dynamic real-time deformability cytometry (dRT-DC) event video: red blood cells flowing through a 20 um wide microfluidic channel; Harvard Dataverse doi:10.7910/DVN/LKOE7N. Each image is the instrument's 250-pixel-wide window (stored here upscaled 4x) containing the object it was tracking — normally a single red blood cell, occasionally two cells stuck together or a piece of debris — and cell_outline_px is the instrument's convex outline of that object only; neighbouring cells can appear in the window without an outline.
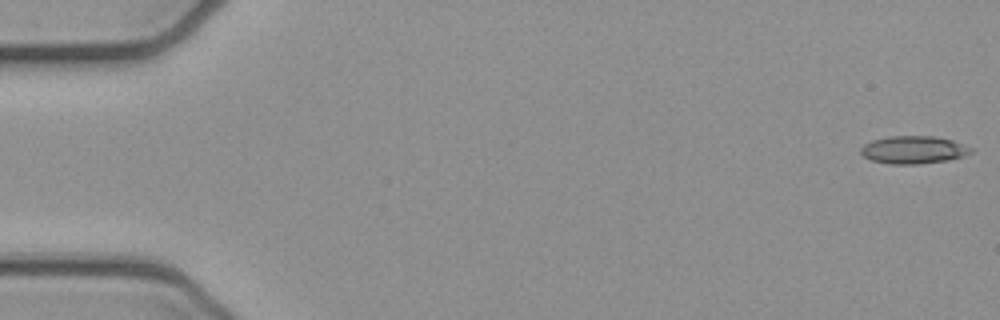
{"species": "common noctule bat (a hibernating species)", "species_latin": "Nyctalus noctula", "temperature_condition": "cold", "stored_images_in_passage": 52, "camera_frame_rate_fps": 3000, "um_per_image_px": 0.085, "animal": {"sex": "female", "body_mass_g": 21.9}, "frame": {"image": 1, "passage_image": 1, "time_ms": 0.0, "image_size_px": [1000, 320], "cell_outline_px": [[976, 148], [972, 152], [964, 156], [948, 160], [916, 164], [888, 164], [872, 160], [864, 156], [860, 152], [860, 148], [864, 144], [872, 140], [888, 136], [936, 136], [952, 140]], "centroid_in_image_um": [77.68, 12.73], "position_along_channel_um": 7.3, "area_um2": 17.98}}
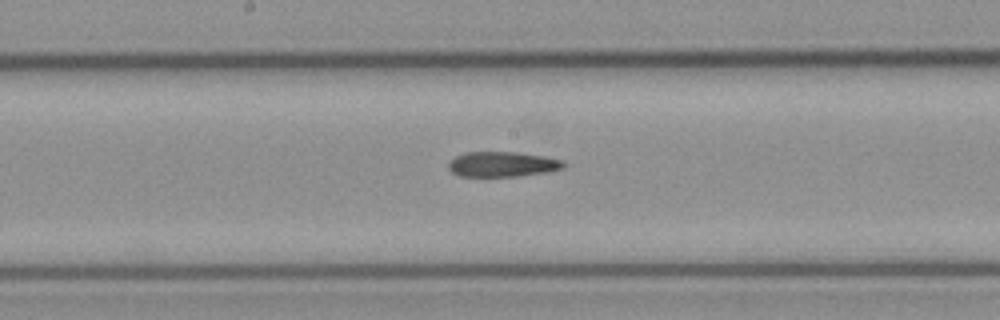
{"frame": {"image": 2, "passage_image": 27, "time_ms": 8.667, "image_size_px": [1000, 320], "cell_outline_px": [[568, 164], [564, 168], [548, 172], [520, 176], [460, 176], [452, 172], [448, 168], [448, 164], [456, 156], [468, 152], [516, 152], [544, 156], [564, 160]], "centroid_in_image_um": [42.77, 13.96], "position_along_channel_um": 205.4, "area_um2": 16.94}}
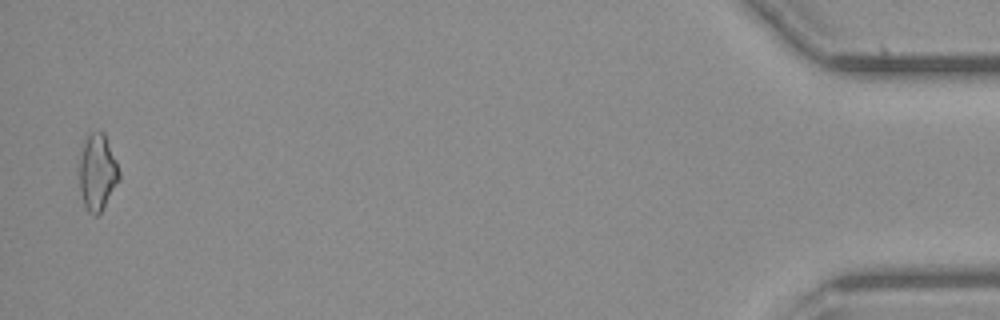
{"frame": {"image": 3, "passage_image": 51, "time_ms": 16.667, "image_size_px": [1000, 320], "cell_outline_px": [[120, 180], [104, 208], [96, 216], [88, 212], [84, 204], [80, 192], [76, 168], [80, 148], [88, 132], [104, 132], [116, 160], [120, 172]], "centroid_in_image_um": [8.23, 14.62], "position_along_channel_um": 427.0, "area_um2": 18.61}}